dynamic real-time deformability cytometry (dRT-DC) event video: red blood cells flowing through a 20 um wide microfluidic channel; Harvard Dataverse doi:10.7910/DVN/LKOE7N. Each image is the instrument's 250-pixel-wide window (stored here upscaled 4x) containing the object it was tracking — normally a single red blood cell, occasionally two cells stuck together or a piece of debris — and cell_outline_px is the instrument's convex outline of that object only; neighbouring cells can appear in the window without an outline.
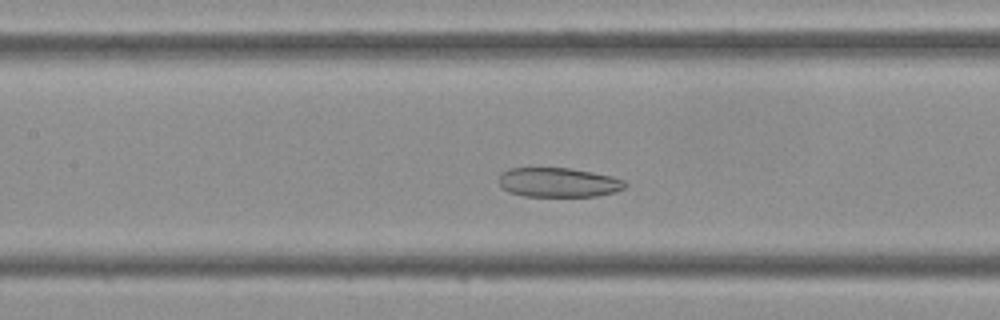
{"species": "Egyptian fruit bat (a non-hibernating species)", "species_latin": "Rousettus aegyptiacus", "temperature_condition": "cold", "stored_images_in_passage": 41, "camera_frame_rate_fps": 3000, "um_per_image_px": 0.085, "frame": {"image": 1, "passage_image": 16, "time_ms": 5.0, "image_size_px": [1000, 320], "cell_outline_px": [[628, 184], [624, 188], [616, 192], [596, 196], [524, 196], [508, 192], [496, 180], [500, 172], [508, 168], [568, 168], [592, 172], [612, 176], [624, 180]], "centroid_in_image_um": [47.44, 15.5], "position_along_channel_um": 160.0, "area_um2": 21.85}}
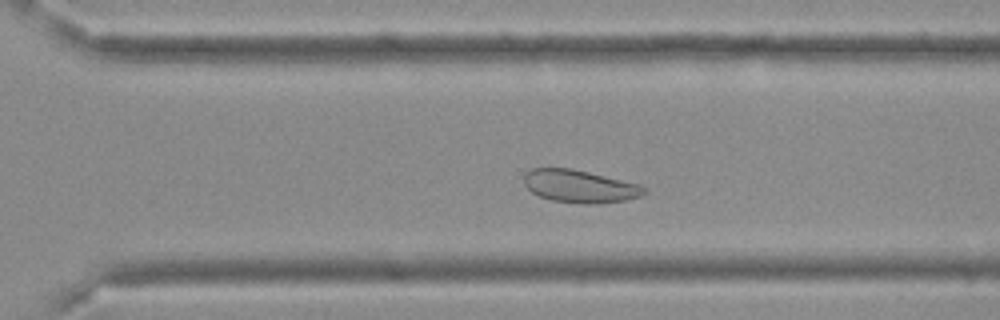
{"frame": {"image": 2, "passage_image": 27, "time_ms": 8.667, "image_size_px": [1000, 320], "cell_outline_px": [[648, 192], [640, 196], [624, 200], [600, 204], [588, 204], [552, 200], [540, 196], [532, 192], [524, 184], [524, 176], [532, 168], [572, 168], [640, 184], [648, 188]], "centroid_in_image_um": [49.32, 15.83], "position_along_channel_um": 321.3, "area_um2": 22.89}}
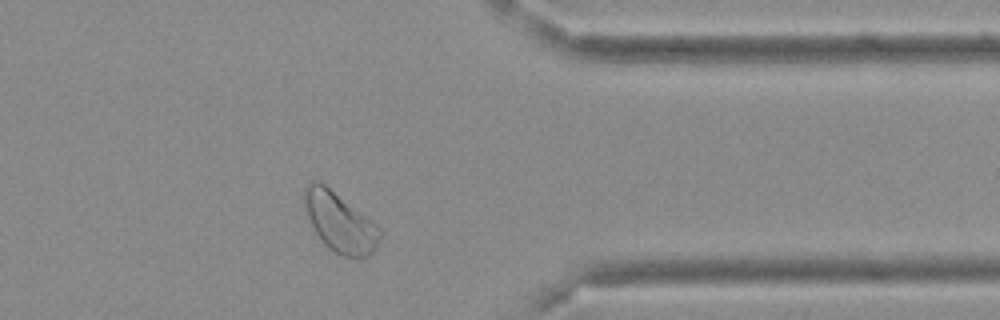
{"frame": {"image": 3, "passage_image": 32, "time_ms": 10.333, "image_size_px": [1000, 320], "cell_outline_px": [[380, 236], [376, 248], [368, 256], [340, 256], [328, 248], [324, 244], [316, 232], [304, 208], [300, 196], [304, 188], [312, 180], [320, 180], [376, 224], [380, 228]], "centroid_in_image_um": [28.82, 18.85], "position_along_channel_um": 382.6, "area_um2": 26.13}}